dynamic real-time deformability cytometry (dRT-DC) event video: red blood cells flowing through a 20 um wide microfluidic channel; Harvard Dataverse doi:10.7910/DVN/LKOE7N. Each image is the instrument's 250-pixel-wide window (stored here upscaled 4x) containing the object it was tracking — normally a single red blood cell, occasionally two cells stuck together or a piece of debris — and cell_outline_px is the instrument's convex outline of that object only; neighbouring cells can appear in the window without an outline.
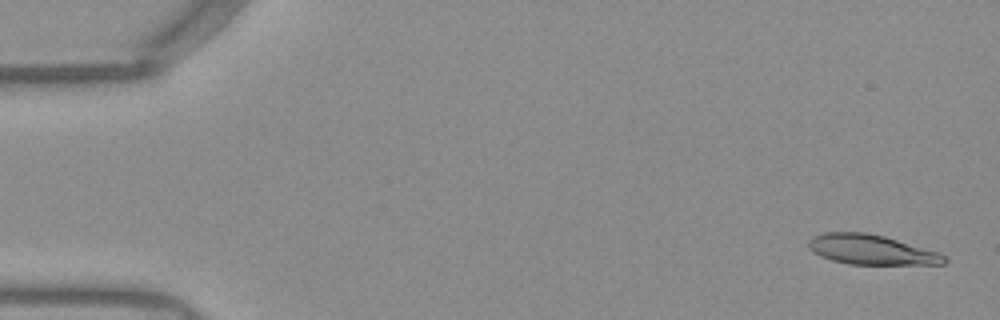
{"species": "Egyptian fruit bat (a non-hibernating species)", "species_latin": "Rousettus aegyptiacus", "temperature_condition": "warm", "stored_images_in_passage": 15, "camera_frame_rate_fps": 3000, "um_per_image_px": 0.085, "frame": {"image": 1, "passage_image": 2, "time_ms": 0.333, "image_size_px": [1000, 320], "cell_outline_px": [[948, 260], [944, 264], [848, 264], [832, 260], [820, 256], [812, 252], [808, 248], [808, 240], [812, 236], [824, 232], [868, 232], [884, 236], [940, 252]], "centroid_in_image_um": [74.03, 21.21], "position_along_channel_um": 11.0, "area_um2": 23.76}}
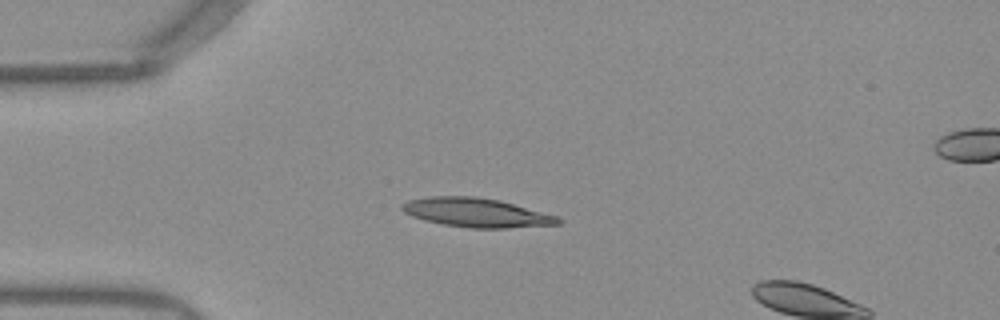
{"frame": {"image": 2, "passage_image": 13, "time_ms": 4.0, "image_size_px": [1000, 320], "cell_outline_px": [[564, 220], [560, 224], [504, 228], [472, 228], [444, 224], [424, 220], [412, 216], [404, 212], [400, 208], [400, 204], [408, 200], [432, 196], [476, 196], [500, 200], [556, 216]], "centroid_in_image_um": [40.46, 18.06], "position_along_channel_um": 44.5, "area_um2": 26.3}}